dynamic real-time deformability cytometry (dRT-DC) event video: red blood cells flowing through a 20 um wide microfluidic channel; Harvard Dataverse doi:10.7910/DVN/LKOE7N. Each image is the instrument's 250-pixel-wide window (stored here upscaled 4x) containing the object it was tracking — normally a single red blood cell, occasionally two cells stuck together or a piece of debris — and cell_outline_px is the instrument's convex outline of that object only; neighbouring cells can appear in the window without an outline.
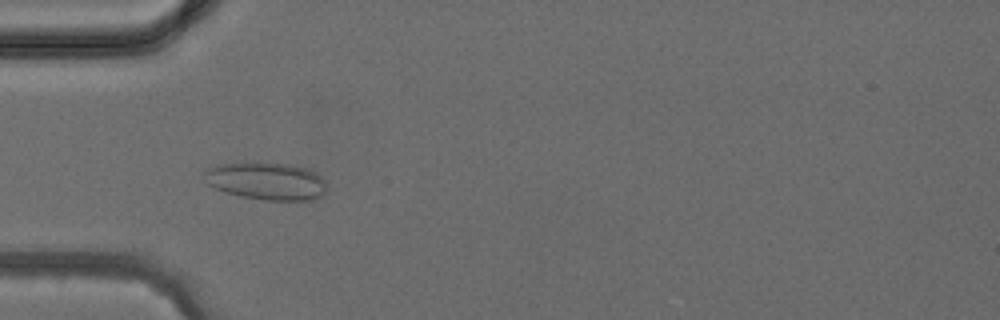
{"species": "common noctule bat (a hibernating species)", "species_latin": "Nyctalus noctula", "temperature_condition": "cold", "stored_images_in_passage": 5, "camera_frame_rate_fps": 3000, "um_per_image_px": 0.085, "animal": {"sex": "female", "body_mass_g": 24.6, "forearm_length_mm": 56.2}, "frame": {"image": 1, "passage_image": 4, "time_ms": 3.667, "image_size_px": [1000, 320], "cell_outline_px": [[324, 196], [308, 200], [264, 200], [240, 196], [224, 192], [208, 184], [204, 172], [208, 168], [216, 164], [244, 160], [288, 164], [304, 168], [320, 176], [324, 180]], "centroid_in_image_um": [22.58, 15.36], "position_along_channel_um": 62.4, "area_um2": 27.11}}